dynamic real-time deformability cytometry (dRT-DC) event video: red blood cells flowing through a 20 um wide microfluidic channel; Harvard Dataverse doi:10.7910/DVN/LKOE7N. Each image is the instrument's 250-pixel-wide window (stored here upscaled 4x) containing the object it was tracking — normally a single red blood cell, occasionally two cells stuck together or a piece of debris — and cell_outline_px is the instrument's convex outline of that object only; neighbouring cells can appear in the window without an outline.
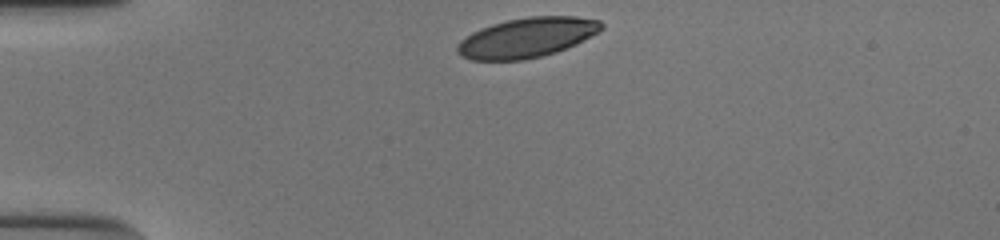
{"species": "human", "species_latin": "Homo sapiens", "temperature_condition": "cold", "stored_images_in_passage": 32, "camera_frame_rate_fps": 3000, "um_per_image_px": 0.085, "donor": {"sex": "male"}, "frame": {"image": 1, "passage_image": 1, "time_ms": 0.0, "image_size_px": [1000, 240], "cell_outline_px": [[604, 28], [600, 32], [576, 44], [556, 52], [524, 60], [472, 60], [460, 56], [456, 52], [456, 48], [460, 40], [472, 32], [480, 28], [492, 24], [508, 20], [528, 16], [576, 16], [600, 20], [604, 24]], "centroid_in_image_um": [44.8, 3.19], "position_along_channel_um": 40.2, "area_um2": 33.64}}
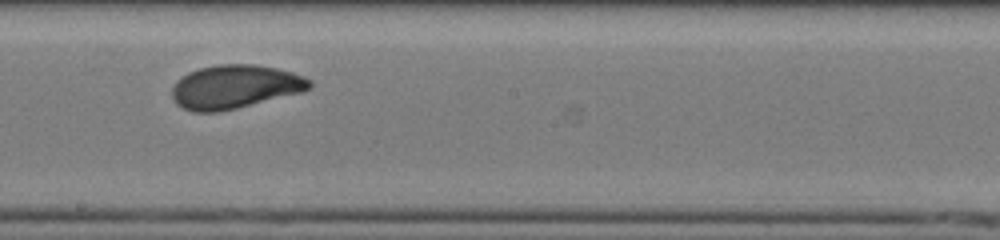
{"frame": {"image": 2, "passage_image": 19, "time_ms": 6.0, "image_size_px": [1000, 240], "cell_outline_px": [[312, 88], [300, 92], [236, 108], [216, 112], [192, 112], [176, 104], [172, 96], [172, 88], [176, 80], [188, 72], [200, 68], [220, 64], [252, 64], [276, 68], [292, 72], [304, 76], [312, 80]], "centroid_in_image_um": [19.95, 7.37], "position_along_channel_um": 228.2, "area_um2": 34.85}}
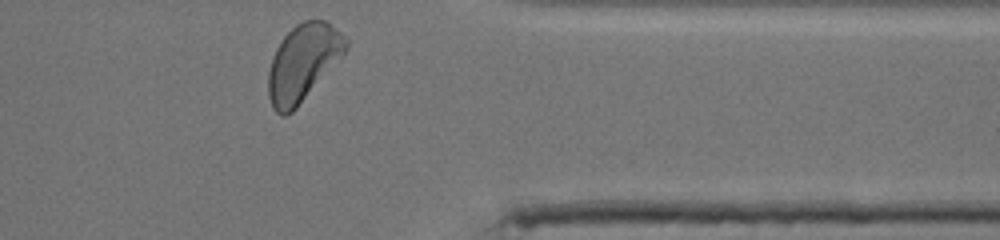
{"frame": {"image": 3, "passage_image": 32, "time_ms": 10.333, "image_size_px": [1000, 240], "cell_outline_px": [[348, 48], [296, 108], [292, 112], [284, 116], [280, 116], [272, 108], [268, 96], [268, 72], [272, 56], [276, 48], [284, 36], [296, 24], [304, 20], [324, 20], [336, 28], [348, 40]], "centroid_in_image_um": [25.72, 5.33], "position_along_channel_um": 385.7, "area_um2": 34.28}, "authors_computed_cell_mechanics": {"area_um2": 34.4777, "velocity_mm_per_s": 3.8368, "shape_relaxation_time_tau1_ms": 2.6829, "shape_relaxation_time_tau2_ms": 1.4725, "deformation_change_tau1": 0.1234, "deformation_change_tau2": 0.0476}}